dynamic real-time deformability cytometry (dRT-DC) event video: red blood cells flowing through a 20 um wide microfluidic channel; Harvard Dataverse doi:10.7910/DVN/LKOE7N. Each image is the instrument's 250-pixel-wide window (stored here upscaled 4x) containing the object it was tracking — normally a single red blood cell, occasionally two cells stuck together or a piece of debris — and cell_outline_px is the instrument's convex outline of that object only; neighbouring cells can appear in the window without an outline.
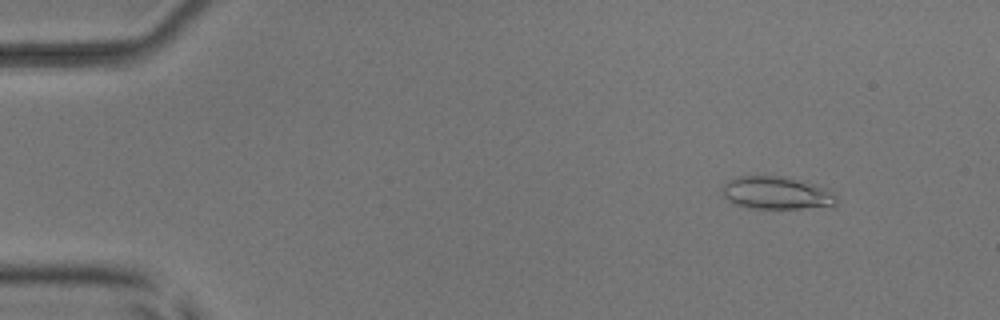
{"species": "common noctule bat (a hibernating species)", "species_latin": "Nyctalus noctula", "temperature_condition": "room temperature", "stored_images_in_passage": 52, "camera_frame_rate_fps": 3000, "um_per_image_px": 0.085, "animal": {"sex": "male", "body_mass_g": 17.9, "forearm_length_mm": 54.2}, "frame": {"image": 1, "passage_image": 6, "time_ms": 1.667, "image_size_px": [1000, 320], "cell_outline_px": [[836, 204], [800, 208], [748, 208], [736, 204], [728, 200], [724, 196], [724, 184], [728, 180], [740, 176], [780, 176], [812, 184], [832, 192], [836, 196]], "centroid_in_image_um": [65.94, 16.4], "position_along_channel_um": 19.1, "area_um2": 21.04}}
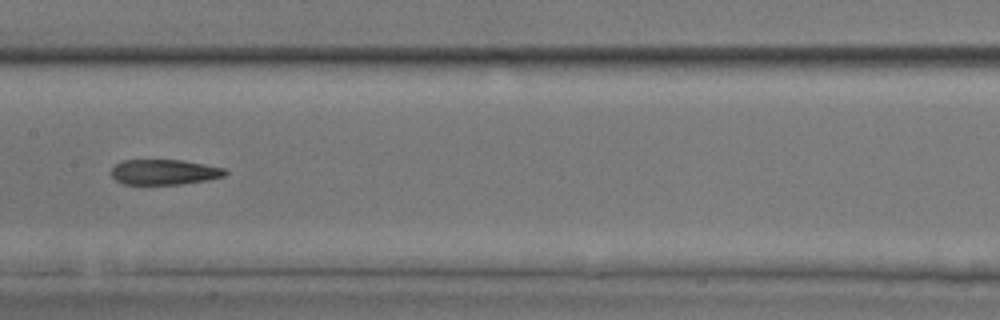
{"frame": {"image": 2, "passage_image": 27, "time_ms": 8.667, "image_size_px": [1000, 320], "cell_outline_px": [[228, 172], [224, 176], [208, 180], [180, 184], [124, 184], [116, 180], [112, 176], [112, 168], [116, 164], [124, 160], [184, 160], [224, 168]], "centroid_in_image_um": [13.98, 14.62], "position_along_channel_um": 193.4, "area_um2": 16.7}}
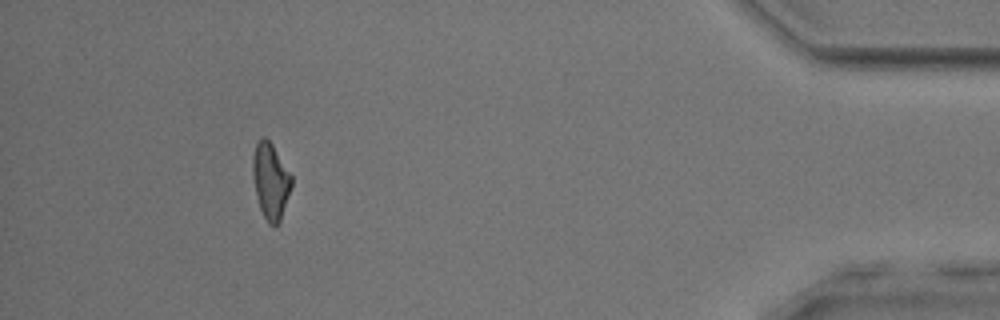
{"frame": {"image": 3, "passage_image": 48, "time_ms": 15.667, "image_size_px": [1000, 320], "cell_outline_px": [[292, 184], [280, 224], [276, 228], [268, 224], [260, 208], [256, 196], [252, 176], [252, 156], [256, 140], [260, 136], [264, 136], [272, 144], [292, 176]], "centroid_in_image_um": [22.98, 15.39], "position_along_channel_um": 412.2, "area_um2": 17.57}, "authors_computed_cell_mechanics": {"area_um2": 17.8313, "velocity_mm_per_s": 3.9528, "shape_relaxation_time_tau1_ms": null, "shape_relaxation_time_tau2_ms": 5.0566, "deformation_change_tau1": null, "deformation_change_tau2": 0.1671}}